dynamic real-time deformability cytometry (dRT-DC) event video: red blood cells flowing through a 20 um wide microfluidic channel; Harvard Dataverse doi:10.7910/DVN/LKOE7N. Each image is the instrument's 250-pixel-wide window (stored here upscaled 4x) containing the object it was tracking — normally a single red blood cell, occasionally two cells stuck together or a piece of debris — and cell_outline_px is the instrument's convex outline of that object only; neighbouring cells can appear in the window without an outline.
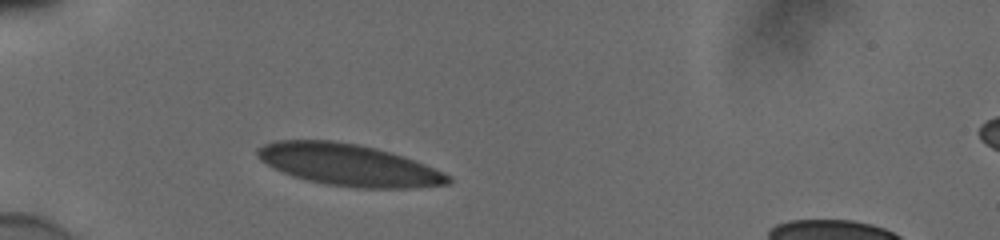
{"species": "human", "species_latin": "Homo sapiens", "temperature_condition": "cold", "stored_images_in_passage": 32, "camera_frame_rate_fps": 3000, "um_per_image_px": 0.085, "donor": {"sex": "male"}, "frame": {"image": 1, "passage_image": 1, "time_ms": 0.0, "image_size_px": [1000, 240], "cell_outline_px": [[452, 180], [448, 184], [416, 188], [356, 188], [328, 184], [308, 180], [292, 176], [272, 168], [260, 160], [256, 156], [256, 148], [272, 140], [332, 140], [356, 144], [376, 148], [392, 152], [404, 156], [424, 164], [452, 176]], "centroid_in_image_um": [29.61, 14.01], "position_along_channel_um": 55.4, "area_um2": 46.64}}
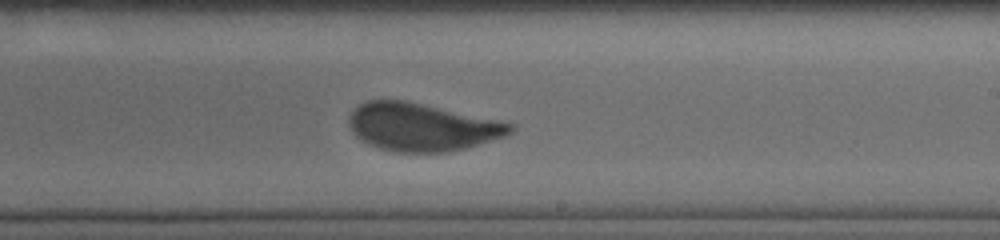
{"frame": {"image": 2, "passage_image": 18, "time_ms": 5.667, "image_size_px": [1000, 240], "cell_outline_px": [[516, 128], [512, 132], [504, 136], [492, 140], [464, 148], [448, 152], [392, 152], [368, 144], [360, 140], [352, 132], [348, 124], [348, 116], [360, 104], [368, 100], [404, 100], [500, 120], [516, 124]], "centroid_in_image_um": [35.86, 10.8], "position_along_channel_um": 253.1, "area_um2": 45.03}}
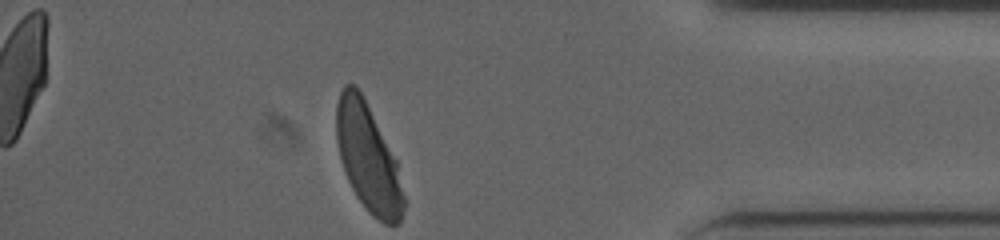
{"frame": {"image": 3, "passage_image": 32, "time_ms": 10.333, "image_size_px": [1000, 240], "cell_outline_px": [[404, 208], [400, 220], [396, 224], [384, 224], [372, 216], [368, 212], [356, 196], [344, 172], [340, 160], [336, 140], [336, 104], [340, 92], [344, 84], [356, 84], [396, 160], [404, 196]], "centroid_in_image_um": [31.25, 13.43], "position_along_channel_um": 403.9, "area_um2": 41.85}, "authors_computed_cell_mechanics": {"area_um2": 45.8354, "velocity_mm_per_s": 3.8369, "shape_relaxation_time_tau1_ms": 3.2037, "shape_relaxation_time_tau2_ms": null, "deformation_change_tau1": 0.1392, "deformation_change_tau2": null}}